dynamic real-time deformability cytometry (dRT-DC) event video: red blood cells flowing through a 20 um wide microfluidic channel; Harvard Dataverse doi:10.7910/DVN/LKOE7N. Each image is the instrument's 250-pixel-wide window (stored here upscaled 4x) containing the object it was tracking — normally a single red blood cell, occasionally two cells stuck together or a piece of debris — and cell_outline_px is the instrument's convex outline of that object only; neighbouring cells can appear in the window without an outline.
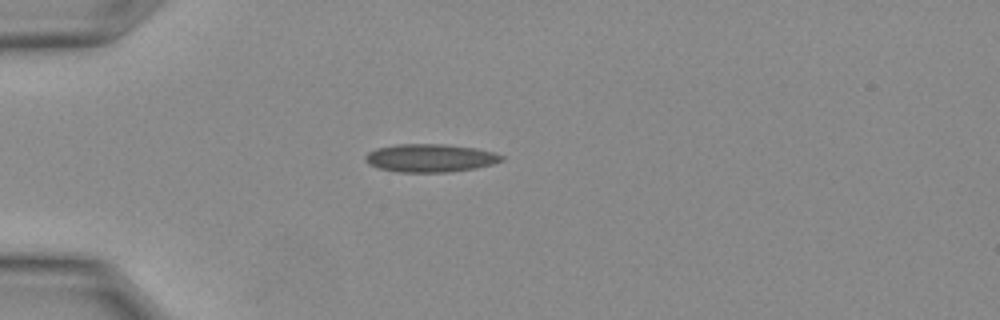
{"species": "Egyptian fruit bat (a non-hibernating species)", "species_latin": "Rousettus aegyptiacus", "temperature_condition": "warm", "stored_images_in_passage": 12, "camera_frame_rate_fps": 3000, "um_per_image_px": 0.085, "animal": {"sex": "female"}, "frame": {"image": 1, "passage_image": 1, "time_ms": 0.0, "image_size_px": [1000, 320], "cell_outline_px": [[504, 160], [492, 164], [476, 168], [448, 172], [396, 172], [380, 168], [368, 164], [364, 160], [364, 156], [368, 152], [376, 148], [396, 144], [444, 144], [476, 148], [492, 152], [504, 156]], "centroid_in_image_um": [36.54, 13.43], "position_along_channel_um": 48.5, "area_um2": 22.37}}
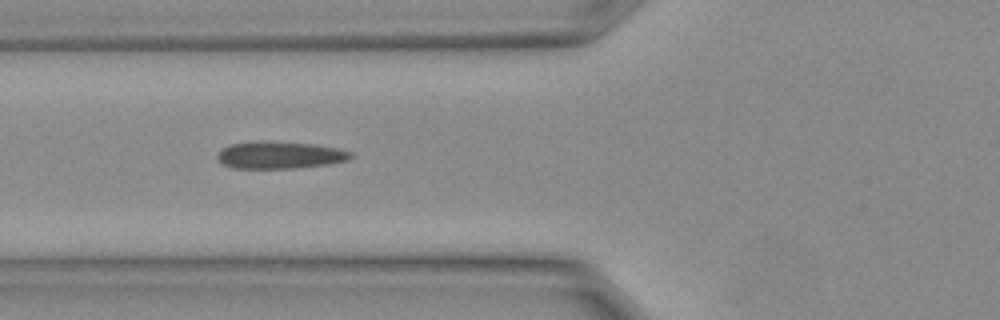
{"frame": {"image": 2, "passage_image": 4, "time_ms": 1.0, "image_size_px": [1000, 320], "cell_outline_px": [[352, 156], [348, 160], [328, 164], [292, 168], [236, 168], [224, 164], [216, 156], [228, 144], [260, 140], [312, 144], [340, 148], [352, 152]], "centroid_in_image_um": [23.8, 13.16], "position_along_channel_um": 102.0, "area_um2": 21.04}}
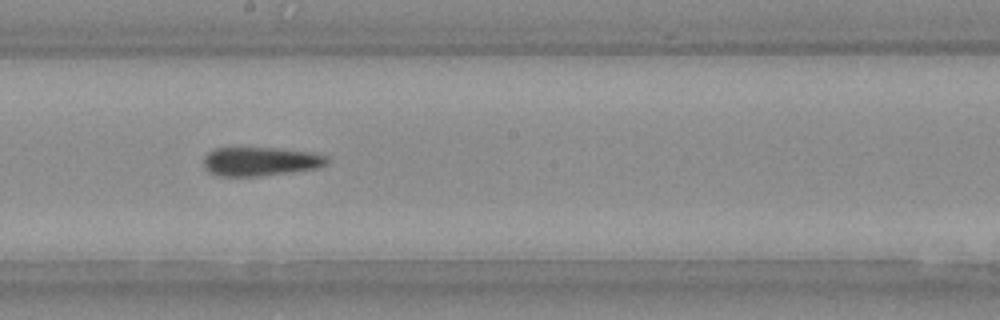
{"frame": {"image": 3, "passage_image": 9, "time_ms": 2.667, "image_size_px": [1000, 320], "cell_outline_px": [[328, 164], [320, 168], [292, 172], [256, 176], [216, 176], [208, 172], [204, 168], [204, 156], [208, 152], [216, 148], [280, 148], [316, 152], [328, 156]], "centroid_in_image_um": [22.18, 13.72], "position_along_channel_um": 226.0, "area_um2": 21.15}}